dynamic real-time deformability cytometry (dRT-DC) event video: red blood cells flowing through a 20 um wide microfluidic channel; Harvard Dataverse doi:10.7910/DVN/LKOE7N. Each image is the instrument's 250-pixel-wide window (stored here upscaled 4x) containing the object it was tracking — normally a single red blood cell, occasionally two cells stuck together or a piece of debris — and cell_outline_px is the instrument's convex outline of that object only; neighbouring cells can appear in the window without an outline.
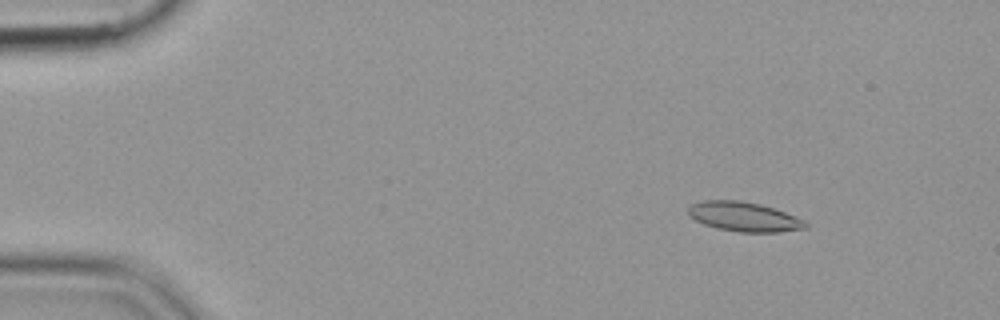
{"species": "common noctule bat (a hibernating species)", "species_latin": "Nyctalus noctula", "temperature_condition": "cold", "stored_images_in_passage": 52, "camera_frame_rate_fps": 3000, "um_per_image_px": 0.085, "animal": {"sex": "female", "body_mass_g": 19.9}, "frame": {"image": 1, "passage_image": 4, "time_ms": 1.0, "image_size_px": [1000, 320], "cell_outline_px": [[808, 228], [776, 232], [740, 232], [716, 228], [704, 224], [688, 216], [688, 208], [692, 204], [704, 200], [740, 200], [760, 204], [784, 212], [804, 220], [808, 224]], "centroid_in_image_um": [63.22, 18.42], "position_along_channel_um": 21.8, "area_um2": 20.06}}
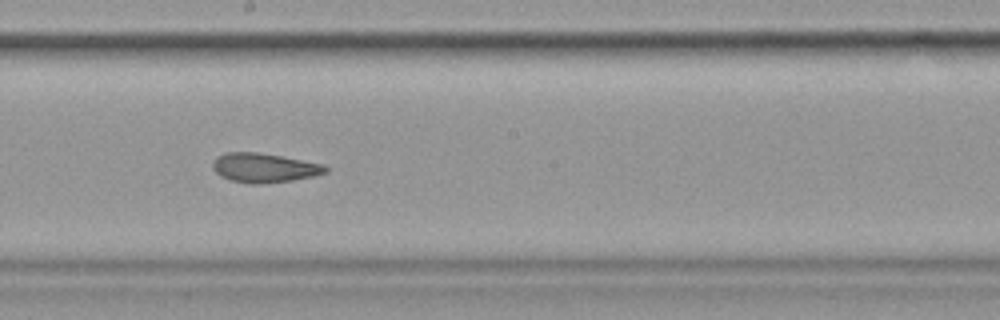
{"frame": {"image": 2, "passage_image": 28, "time_ms": 9.0, "image_size_px": [1000, 320], "cell_outline_px": [[328, 172], [312, 176], [292, 180], [260, 184], [252, 184], [228, 180], [220, 176], [212, 168], [212, 164], [216, 156], [224, 152], [256, 152], [280, 156], [324, 164], [328, 168]], "centroid_in_image_um": [22.41, 14.26], "position_along_channel_um": 225.8, "area_um2": 19.31}}
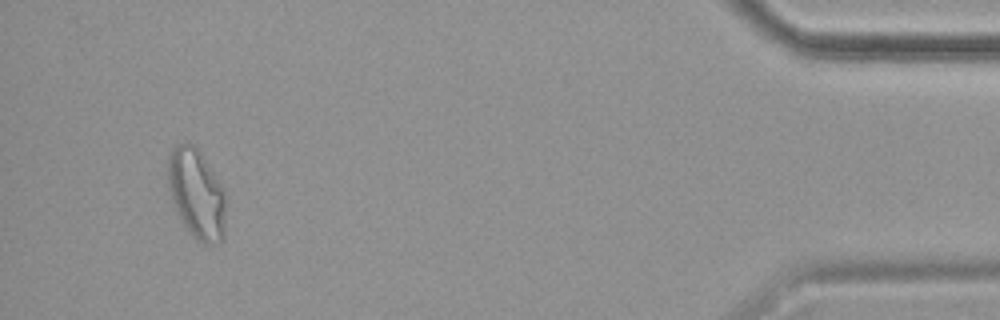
{"frame": {"image": 3, "passage_image": 49, "time_ms": 16.0, "image_size_px": [1000, 320], "cell_outline_px": [[224, 240], [216, 244], [204, 244], [188, 232], [172, 200], [168, 184], [168, 160], [176, 144], [184, 140], [192, 144], [200, 152], [220, 184], [224, 192]], "centroid_in_image_um": [16.7, 16.48], "position_along_channel_um": 418.5, "area_um2": 29.71}}